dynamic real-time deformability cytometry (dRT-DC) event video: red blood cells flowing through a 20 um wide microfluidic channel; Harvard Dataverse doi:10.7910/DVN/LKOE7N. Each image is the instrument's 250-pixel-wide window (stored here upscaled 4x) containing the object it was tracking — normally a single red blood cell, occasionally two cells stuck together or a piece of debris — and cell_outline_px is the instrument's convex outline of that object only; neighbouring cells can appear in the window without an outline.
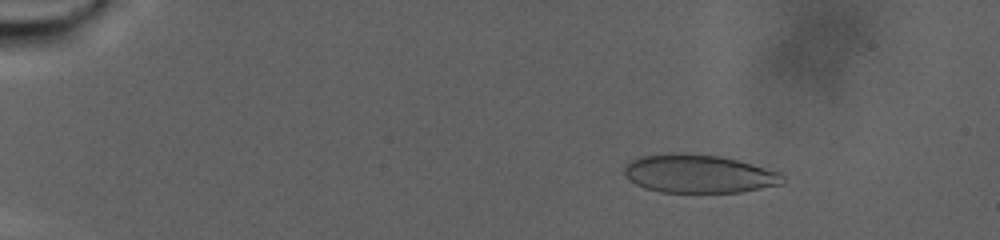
{"species": "human", "species_latin": "Homo sapiens", "temperature_condition": "warm", "stored_images_in_passage": 107, "camera_frame_rate_fps": 3000, "um_per_image_px": 0.085, "donor": {"sex": "male"}, "frame": {"image": 1, "passage_image": 17, "time_ms": 5.333, "image_size_px": [1000, 240], "cell_outline_px": [[784, 184], [740, 192], [660, 192], [644, 188], [628, 180], [624, 176], [624, 168], [632, 160], [640, 156], [720, 156], [752, 164], [780, 172], [784, 176]], "centroid_in_image_um": [59.44, 14.83], "position_along_channel_um": 25.6, "area_um2": 34.33}}
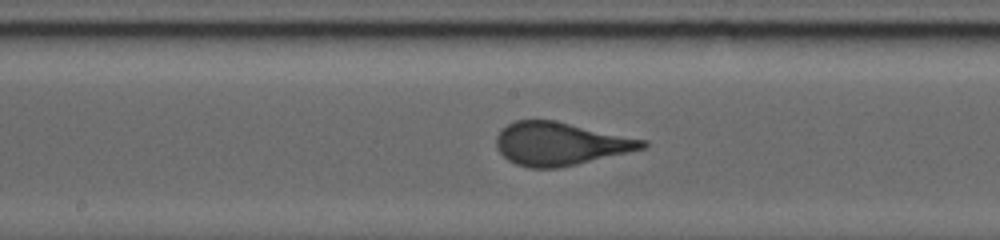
{"frame": {"image": 2, "passage_image": 60, "time_ms": 19.667, "image_size_px": [1000, 240], "cell_outline_px": [[648, 144], [644, 148], [628, 152], [560, 168], [528, 168], [516, 164], [508, 160], [496, 148], [496, 136], [508, 124], [516, 120], [556, 120], [648, 140]], "centroid_in_image_um": [47.63, 12.22], "position_along_channel_um": 200.6, "area_um2": 36.7}}
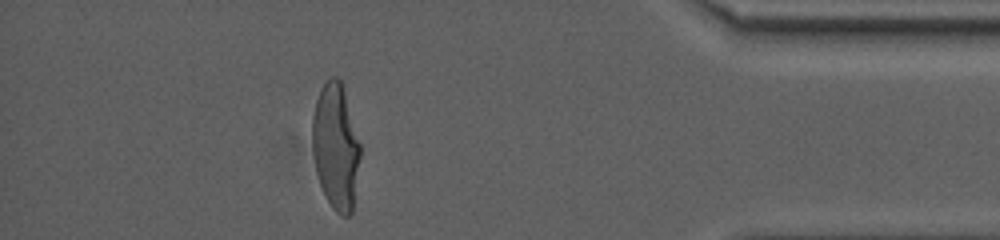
{"frame": {"image": 3, "passage_image": 96, "time_ms": 31.667, "image_size_px": [1000, 240], "cell_outline_px": [[360, 156], [352, 212], [348, 216], [340, 216], [332, 208], [320, 184], [316, 172], [312, 148], [312, 116], [316, 100], [320, 88], [332, 76], [336, 76], [344, 84], [360, 144]], "centroid_in_image_um": [28.54, 12.41], "position_along_channel_um": 406.7, "area_um2": 35.37}, "authors_computed_cell_mechanics": {"area_um2": 36.125, "velocity_mm_per_s": 2.0042, "shape_relaxation_time_tau1_ms": 10.7113, "shape_relaxation_time_tau2_ms": null, "deformation_change_tau1": 0.2444, "deformation_change_tau2": null}}